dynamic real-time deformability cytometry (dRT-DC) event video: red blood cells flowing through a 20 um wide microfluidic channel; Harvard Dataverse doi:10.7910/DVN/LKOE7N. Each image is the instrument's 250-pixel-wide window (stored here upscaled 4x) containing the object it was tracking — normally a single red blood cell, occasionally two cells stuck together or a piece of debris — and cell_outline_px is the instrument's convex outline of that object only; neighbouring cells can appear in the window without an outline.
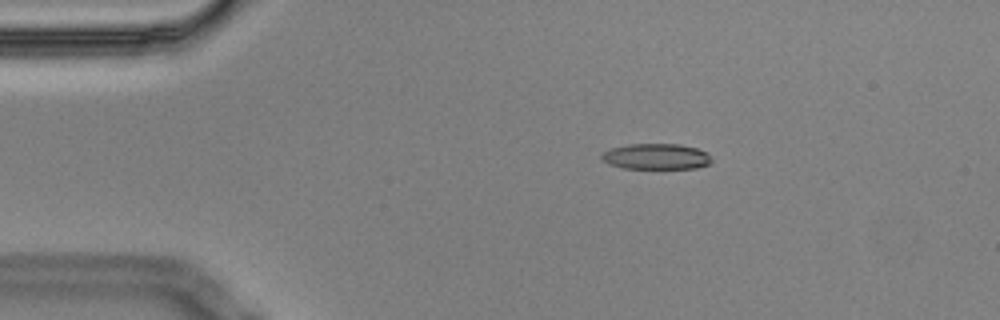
{"species": "Egyptian fruit bat (a non-hibernating species)", "species_latin": "Rousettus aegyptiacus", "temperature_condition": "cold", "stored_images_in_passage": 8, "camera_frame_rate_fps": 3000, "um_per_image_px": 0.085, "animal": {"sex": "male"}, "frame": {"image": 1, "passage_image": 3, "time_ms": 0.667, "image_size_px": [1000, 320], "cell_outline_px": [[712, 160], [708, 164], [696, 168], [624, 168], [608, 164], [600, 156], [604, 152], [612, 148], [628, 144], [680, 144], [696, 148], [708, 152]], "centroid_in_image_um": [55.8, 13.3], "position_along_channel_um": 29.2, "area_um2": 16.42}}
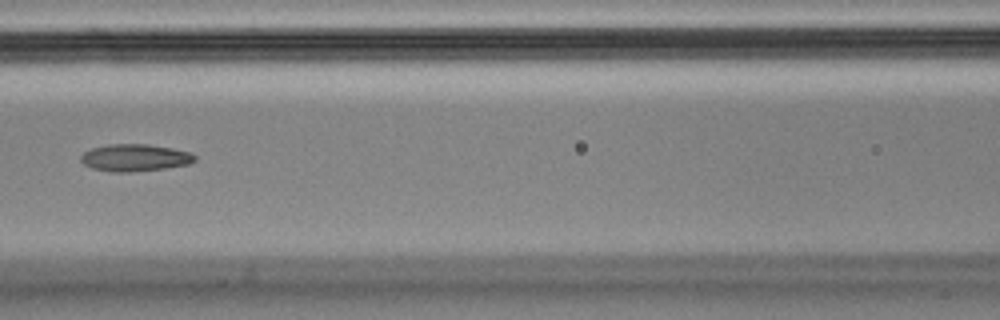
{"frame": {"image": 2, "passage_image": 7, "time_ms": 2.0, "image_size_px": [1000, 320], "cell_outline_px": [[196, 160], [188, 164], [164, 168], [128, 172], [112, 172], [92, 168], [84, 164], [80, 160], [80, 156], [84, 152], [92, 148], [108, 144], [148, 144], [172, 148], [192, 152], [196, 156]], "centroid_in_image_um": [11.47, 13.4], "position_along_channel_um": 155.1, "area_um2": 18.03}}
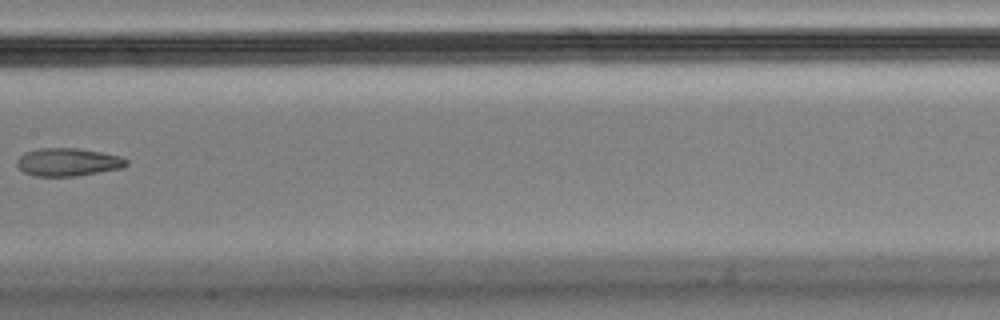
{"frame": {"image": 3, "passage_image": 8, "time_ms": 2.333, "image_size_px": [1000, 320], "cell_outline_px": [[128, 164], [120, 168], [76, 176], [36, 176], [24, 172], [16, 164], [16, 160], [24, 152], [40, 148], [80, 148], [120, 156], [128, 160]], "centroid_in_image_um": [5.75, 13.77], "position_along_channel_um": 201.6, "area_um2": 17.74}}